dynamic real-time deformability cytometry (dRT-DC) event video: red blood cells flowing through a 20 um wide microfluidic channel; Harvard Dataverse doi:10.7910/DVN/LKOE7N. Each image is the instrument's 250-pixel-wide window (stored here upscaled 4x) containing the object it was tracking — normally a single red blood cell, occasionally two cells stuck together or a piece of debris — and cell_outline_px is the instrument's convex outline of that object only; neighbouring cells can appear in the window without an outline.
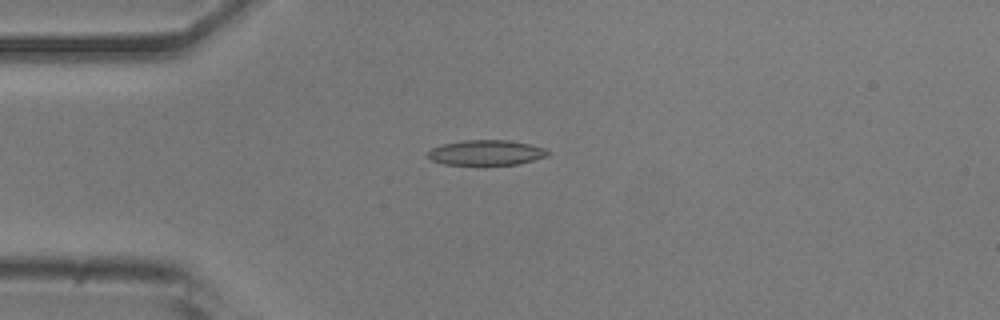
{"species": "common noctule bat (a hibernating species)", "species_latin": "Nyctalus noctula", "temperature_condition": "room temperature", "stored_images_in_passage": 6, "camera_frame_rate_fps": 3000, "um_per_image_px": 0.085, "animal": {"sex": "male", "body_mass_g": 20.5, "forearm_length_mm": 52.5}, "frame": {"image": 1, "passage_image": 4, "time_ms": 1.0, "image_size_px": [1000, 320], "cell_outline_px": [[548, 156], [516, 164], [444, 164], [432, 160], [428, 156], [428, 152], [432, 148], [440, 144], [464, 140], [508, 140], [528, 144], [544, 148], [548, 152]], "centroid_in_image_um": [41.29, 12.96], "position_along_channel_um": 43.7, "area_um2": 17.28}}
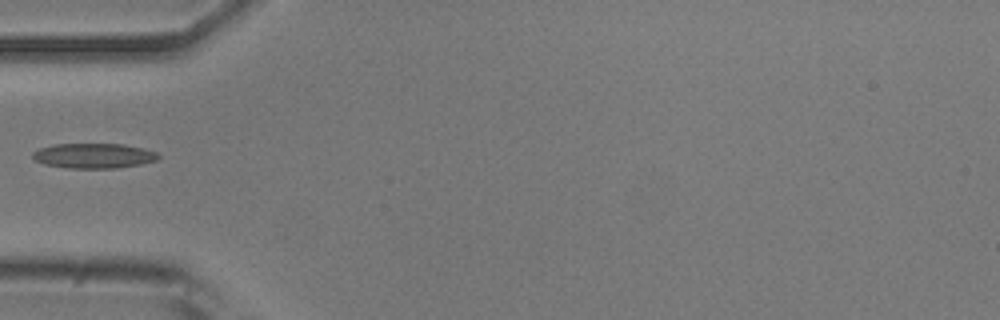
{"frame": {"image": 2, "passage_image": 5, "time_ms": 1.333, "image_size_px": [1000, 320], "cell_outline_px": [[160, 156], [156, 160], [140, 164], [116, 168], [68, 168], [44, 164], [36, 160], [32, 156], [32, 152], [40, 148], [56, 144], [124, 144], [144, 148], [156, 152]], "centroid_in_image_um": [7.97, 13.23], "position_along_channel_um": 77.0, "area_um2": 18.21}}
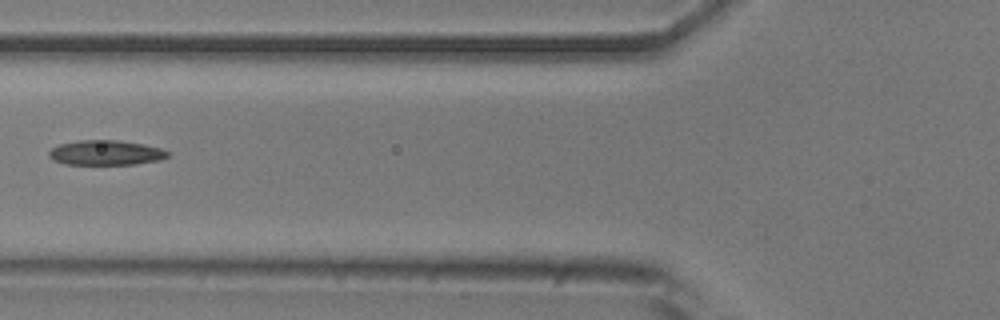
{"frame": {"image": 3, "passage_image": 6, "time_ms": 1.667, "image_size_px": [1000, 320], "cell_outline_px": [[172, 152], [168, 156], [160, 160], [136, 164], [64, 164], [52, 160], [48, 156], [48, 152], [52, 148], [60, 144], [80, 140], [120, 140], [144, 144], [160, 148]], "centroid_in_image_um": [9.01, 12.98], "position_along_channel_um": 116.8, "area_um2": 17.34}}